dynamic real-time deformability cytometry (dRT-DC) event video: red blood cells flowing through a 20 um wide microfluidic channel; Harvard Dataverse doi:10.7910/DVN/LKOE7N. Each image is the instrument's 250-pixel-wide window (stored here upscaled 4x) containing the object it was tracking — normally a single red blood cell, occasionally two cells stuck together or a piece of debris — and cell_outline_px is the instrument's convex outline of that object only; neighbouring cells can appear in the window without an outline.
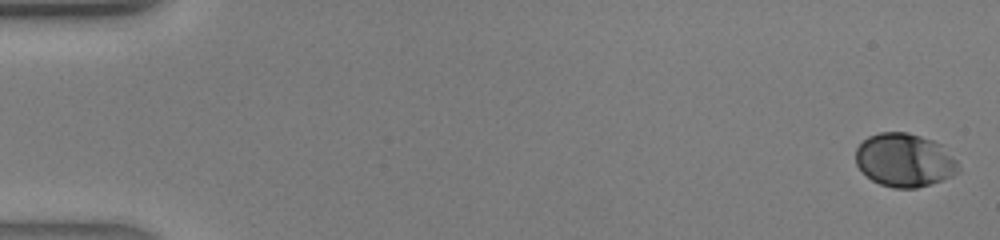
{"species": "human", "species_latin": "Homo sapiens", "temperature_condition": "warm", "stored_images_in_passage": 42, "camera_frame_rate_fps": 3000, "um_per_image_px": 0.085, "donor": {"sex": "male"}, "frame": {"image": 1, "passage_image": 1, "time_ms": 0.0, "image_size_px": [1000, 240], "cell_outline_px": [[960, 172], [952, 176], [916, 188], [892, 188], [880, 184], [872, 180], [856, 164], [856, 148], [868, 136], [880, 132], [908, 132], [932, 140], [940, 144], [956, 160], [960, 168]], "centroid_in_image_um": [76.88, 13.61], "position_along_channel_um": 8.1, "area_um2": 31.79}}
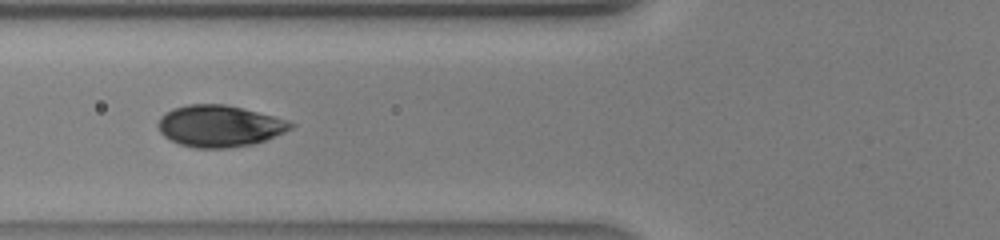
{"frame": {"image": 2, "passage_image": 17, "time_ms": 5.333, "image_size_px": [1000, 240], "cell_outline_px": [[296, 124], [292, 128], [284, 132], [264, 140], [252, 144], [228, 148], [196, 148], [180, 144], [164, 136], [160, 132], [156, 124], [160, 116], [164, 112], [172, 108], [188, 104], [224, 104], [288, 120]], "centroid_in_image_um": [18.6, 10.71], "position_along_channel_um": 107.2, "area_um2": 32.02}}
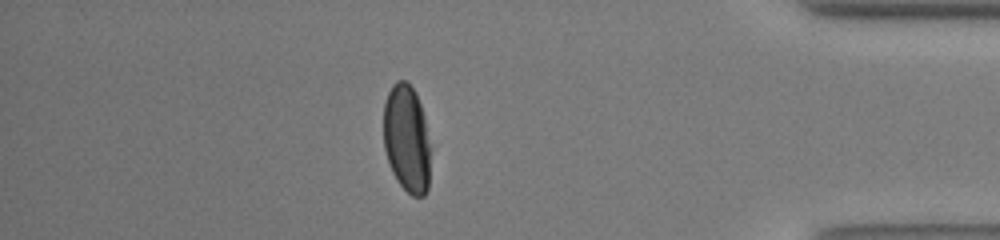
{"frame": {"image": 3, "passage_image": 37, "time_ms": 12.0, "image_size_px": [1000, 240], "cell_outline_px": [[428, 188], [424, 196], [412, 196], [396, 180], [392, 172], [384, 148], [384, 104], [388, 92], [392, 84], [396, 80], [404, 80], [412, 88], [420, 104], [424, 116], [428, 144]], "centroid_in_image_um": [34.54, 11.78], "position_along_channel_um": 400.7, "area_um2": 28.9}}